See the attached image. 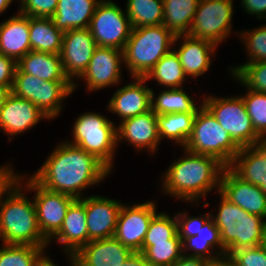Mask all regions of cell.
Segmentation results:
<instances>
[{
  "instance_id": "1",
  "label": "cell",
  "mask_w": 266,
  "mask_h": 266,
  "mask_svg": "<svg viewBox=\"0 0 266 266\" xmlns=\"http://www.w3.org/2000/svg\"><path fill=\"white\" fill-rule=\"evenodd\" d=\"M110 171L95 155L63 142L31 177L49 191L80 199L82 190L101 182Z\"/></svg>"
},
{
  "instance_id": "2",
  "label": "cell",
  "mask_w": 266,
  "mask_h": 266,
  "mask_svg": "<svg viewBox=\"0 0 266 266\" xmlns=\"http://www.w3.org/2000/svg\"><path fill=\"white\" fill-rule=\"evenodd\" d=\"M184 150L186 156L174 161L163 175L165 193L193 202L205 197L214 187L218 186L219 191L226 166L214 156Z\"/></svg>"
},
{
  "instance_id": "3",
  "label": "cell",
  "mask_w": 266,
  "mask_h": 266,
  "mask_svg": "<svg viewBox=\"0 0 266 266\" xmlns=\"http://www.w3.org/2000/svg\"><path fill=\"white\" fill-rule=\"evenodd\" d=\"M21 175L0 200V237L4 244L47 247L49 241L38 226L34 201L22 193Z\"/></svg>"
},
{
  "instance_id": "4",
  "label": "cell",
  "mask_w": 266,
  "mask_h": 266,
  "mask_svg": "<svg viewBox=\"0 0 266 266\" xmlns=\"http://www.w3.org/2000/svg\"><path fill=\"white\" fill-rule=\"evenodd\" d=\"M181 36H175L163 24L132 28L123 50V63L133 78H144Z\"/></svg>"
},
{
  "instance_id": "5",
  "label": "cell",
  "mask_w": 266,
  "mask_h": 266,
  "mask_svg": "<svg viewBox=\"0 0 266 266\" xmlns=\"http://www.w3.org/2000/svg\"><path fill=\"white\" fill-rule=\"evenodd\" d=\"M221 203L214 222L221 233L226 258L235 250L260 246L266 226L264 218L250 214L230 202L219 191Z\"/></svg>"
},
{
  "instance_id": "6",
  "label": "cell",
  "mask_w": 266,
  "mask_h": 266,
  "mask_svg": "<svg viewBox=\"0 0 266 266\" xmlns=\"http://www.w3.org/2000/svg\"><path fill=\"white\" fill-rule=\"evenodd\" d=\"M184 148L193 153L214 156L226 167L233 163L241 149L202 103Z\"/></svg>"
},
{
  "instance_id": "7",
  "label": "cell",
  "mask_w": 266,
  "mask_h": 266,
  "mask_svg": "<svg viewBox=\"0 0 266 266\" xmlns=\"http://www.w3.org/2000/svg\"><path fill=\"white\" fill-rule=\"evenodd\" d=\"M112 121L98 113H85L76 119L73 126L75 145L95 155L110 170L117 143L116 127Z\"/></svg>"
},
{
  "instance_id": "8",
  "label": "cell",
  "mask_w": 266,
  "mask_h": 266,
  "mask_svg": "<svg viewBox=\"0 0 266 266\" xmlns=\"http://www.w3.org/2000/svg\"><path fill=\"white\" fill-rule=\"evenodd\" d=\"M76 86L71 81H45L22 73L16 68L11 91L16 97L31 101L50 119L59 115L63 99L69 96Z\"/></svg>"
},
{
  "instance_id": "9",
  "label": "cell",
  "mask_w": 266,
  "mask_h": 266,
  "mask_svg": "<svg viewBox=\"0 0 266 266\" xmlns=\"http://www.w3.org/2000/svg\"><path fill=\"white\" fill-rule=\"evenodd\" d=\"M202 104L240 148L264 142L255 132L242 96L230 98L207 96L203 98Z\"/></svg>"
},
{
  "instance_id": "10",
  "label": "cell",
  "mask_w": 266,
  "mask_h": 266,
  "mask_svg": "<svg viewBox=\"0 0 266 266\" xmlns=\"http://www.w3.org/2000/svg\"><path fill=\"white\" fill-rule=\"evenodd\" d=\"M88 29L90 30L97 46L113 47L124 50L130 37L132 26L127 14L110 0H101Z\"/></svg>"
},
{
  "instance_id": "11",
  "label": "cell",
  "mask_w": 266,
  "mask_h": 266,
  "mask_svg": "<svg viewBox=\"0 0 266 266\" xmlns=\"http://www.w3.org/2000/svg\"><path fill=\"white\" fill-rule=\"evenodd\" d=\"M233 0H199L188 35L219 44L232 28Z\"/></svg>"
},
{
  "instance_id": "12",
  "label": "cell",
  "mask_w": 266,
  "mask_h": 266,
  "mask_svg": "<svg viewBox=\"0 0 266 266\" xmlns=\"http://www.w3.org/2000/svg\"><path fill=\"white\" fill-rule=\"evenodd\" d=\"M29 190H36L34 204L36 208L38 226L42 235L49 241L60 230L66 212L74 197L53 192L39 185L32 177L26 183Z\"/></svg>"
},
{
  "instance_id": "13",
  "label": "cell",
  "mask_w": 266,
  "mask_h": 266,
  "mask_svg": "<svg viewBox=\"0 0 266 266\" xmlns=\"http://www.w3.org/2000/svg\"><path fill=\"white\" fill-rule=\"evenodd\" d=\"M156 214L155 203L152 201L132 206L122 205L113 237L133 252H141L149 224Z\"/></svg>"
},
{
  "instance_id": "14",
  "label": "cell",
  "mask_w": 266,
  "mask_h": 266,
  "mask_svg": "<svg viewBox=\"0 0 266 266\" xmlns=\"http://www.w3.org/2000/svg\"><path fill=\"white\" fill-rule=\"evenodd\" d=\"M97 47L88 28L63 33L60 57L65 75L71 82H75L72 78H79L84 73Z\"/></svg>"
},
{
  "instance_id": "15",
  "label": "cell",
  "mask_w": 266,
  "mask_h": 266,
  "mask_svg": "<svg viewBox=\"0 0 266 266\" xmlns=\"http://www.w3.org/2000/svg\"><path fill=\"white\" fill-rule=\"evenodd\" d=\"M219 192L246 212L266 219V195L259 186L244 181L230 167L223 170Z\"/></svg>"
},
{
  "instance_id": "16",
  "label": "cell",
  "mask_w": 266,
  "mask_h": 266,
  "mask_svg": "<svg viewBox=\"0 0 266 266\" xmlns=\"http://www.w3.org/2000/svg\"><path fill=\"white\" fill-rule=\"evenodd\" d=\"M124 62L123 51L113 47H97L90 62L79 77L86 81L90 91L116 85L121 80L120 65Z\"/></svg>"
},
{
  "instance_id": "17",
  "label": "cell",
  "mask_w": 266,
  "mask_h": 266,
  "mask_svg": "<svg viewBox=\"0 0 266 266\" xmlns=\"http://www.w3.org/2000/svg\"><path fill=\"white\" fill-rule=\"evenodd\" d=\"M121 207V202L113 199L95 195L85 198L88 243L114 236Z\"/></svg>"
},
{
  "instance_id": "18",
  "label": "cell",
  "mask_w": 266,
  "mask_h": 266,
  "mask_svg": "<svg viewBox=\"0 0 266 266\" xmlns=\"http://www.w3.org/2000/svg\"><path fill=\"white\" fill-rule=\"evenodd\" d=\"M42 118L49 119L31 101L11 93L0 109V129L10 136L18 135L30 129Z\"/></svg>"
},
{
  "instance_id": "19",
  "label": "cell",
  "mask_w": 266,
  "mask_h": 266,
  "mask_svg": "<svg viewBox=\"0 0 266 266\" xmlns=\"http://www.w3.org/2000/svg\"><path fill=\"white\" fill-rule=\"evenodd\" d=\"M145 81L134 77V82L117 90L107 105L110 112L116 113L123 121L151 110L152 89L143 85Z\"/></svg>"
},
{
  "instance_id": "20",
  "label": "cell",
  "mask_w": 266,
  "mask_h": 266,
  "mask_svg": "<svg viewBox=\"0 0 266 266\" xmlns=\"http://www.w3.org/2000/svg\"><path fill=\"white\" fill-rule=\"evenodd\" d=\"M116 133L117 142L126 139L138 150L144 147L149 149L152 154L161 141L157 127V115L152 110L123 120L116 127Z\"/></svg>"
},
{
  "instance_id": "21",
  "label": "cell",
  "mask_w": 266,
  "mask_h": 266,
  "mask_svg": "<svg viewBox=\"0 0 266 266\" xmlns=\"http://www.w3.org/2000/svg\"><path fill=\"white\" fill-rule=\"evenodd\" d=\"M64 244L69 256L75 255L88 244V228L86 224L85 197L75 199L69 206L60 230L53 236Z\"/></svg>"
},
{
  "instance_id": "22",
  "label": "cell",
  "mask_w": 266,
  "mask_h": 266,
  "mask_svg": "<svg viewBox=\"0 0 266 266\" xmlns=\"http://www.w3.org/2000/svg\"><path fill=\"white\" fill-rule=\"evenodd\" d=\"M229 167L244 181L259 186L266 195V141L242 147Z\"/></svg>"
},
{
  "instance_id": "23",
  "label": "cell",
  "mask_w": 266,
  "mask_h": 266,
  "mask_svg": "<svg viewBox=\"0 0 266 266\" xmlns=\"http://www.w3.org/2000/svg\"><path fill=\"white\" fill-rule=\"evenodd\" d=\"M29 51V16L18 13L0 24V54L18 62Z\"/></svg>"
},
{
  "instance_id": "24",
  "label": "cell",
  "mask_w": 266,
  "mask_h": 266,
  "mask_svg": "<svg viewBox=\"0 0 266 266\" xmlns=\"http://www.w3.org/2000/svg\"><path fill=\"white\" fill-rule=\"evenodd\" d=\"M132 252L112 237L92 240L74 256L85 266H120Z\"/></svg>"
},
{
  "instance_id": "25",
  "label": "cell",
  "mask_w": 266,
  "mask_h": 266,
  "mask_svg": "<svg viewBox=\"0 0 266 266\" xmlns=\"http://www.w3.org/2000/svg\"><path fill=\"white\" fill-rule=\"evenodd\" d=\"M220 247L219 253L216 252V256L213 255V246ZM183 255L186 250H194L192 254H187L190 257H199L207 260L213 266H220L225 264L226 250L221 241V233L216 226L213 217H210L204 224V226L198 231V234L186 238L182 242ZM212 253V254H211ZM218 253V254H217Z\"/></svg>"
},
{
  "instance_id": "26",
  "label": "cell",
  "mask_w": 266,
  "mask_h": 266,
  "mask_svg": "<svg viewBox=\"0 0 266 266\" xmlns=\"http://www.w3.org/2000/svg\"><path fill=\"white\" fill-rule=\"evenodd\" d=\"M184 40L179 49H173L179 57L184 74L198 77L204 74L210 67L211 55H214L215 45L213 42L182 35Z\"/></svg>"
},
{
  "instance_id": "27",
  "label": "cell",
  "mask_w": 266,
  "mask_h": 266,
  "mask_svg": "<svg viewBox=\"0 0 266 266\" xmlns=\"http://www.w3.org/2000/svg\"><path fill=\"white\" fill-rule=\"evenodd\" d=\"M101 0H58L54 25L63 33L72 29L88 28Z\"/></svg>"
},
{
  "instance_id": "28",
  "label": "cell",
  "mask_w": 266,
  "mask_h": 266,
  "mask_svg": "<svg viewBox=\"0 0 266 266\" xmlns=\"http://www.w3.org/2000/svg\"><path fill=\"white\" fill-rule=\"evenodd\" d=\"M17 68L45 81H70L65 75L60 54L31 50L17 62Z\"/></svg>"
},
{
  "instance_id": "29",
  "label": "cell",
  "mask_w": 266,
  "mask_h": 266,
  "mask_svg": "<svg viewBox=\"0 0 266 266\" xmlns=\"http://www.w3.org/2000/svg\"><path fill=\"white\" fill-rule=\"evenodd\" d=\"M29 31L31 50L60 54L63 32L51 18L29 17Z\"/></svg>"
},
{
  "instance_id": "30",
  "label": "cell",
  "mask_w": 266,
  "mask_h": 266,
  "mask_svg": "<svg viewBox=\"0 0 266 266\" xmlns=\"http://www.w3.org/2000/svg\"><path fill=\"white\" fill-rule=\"evenodd\" d=\"M199 0H163V25L175 36L188 34Z\"/></svg>"
},
{
  "instance_id": "31",
  "label": "cell",
  "mask_w": 266,
  "mask_h": 266,
  "mask_svg": "<svg viewBox=\"0 0 266 266\" xmlns=\"http://www.w3.org/2000/svg\"><path fill=\"white\" fill-rule=\"evenodd\" d=\"M154 96V91L151 90V110L156 115L197 113L200 108L195 106L193 99L183 91V88L163 90L156 99Z\"/></svg>"
},
{
  "instance_id": "32",
  "label": "cell",
  "mask_w": 266,
  "mask_h": 266,
  "mask_svg": "<svg viewBox=\"0 0 266 266\" xmlns=\"http://www.w3.org/2000/svg\"><path fill=\"white\" fill-rule=\"evenodd\" d=\"M196 113H173L157 115V127L160 139L167 137L185 146L192 133Z\"/></svg>"
},
{
  "instance_id": "33",
  "label": "cell",
  "mask_w": 266,
  "mask_h": 266,
  "mask_svg": "<svg viewBox=\"0 0 266 266\" xmlns=\"http://www.w3.org/2000/svg\"><path fill=\"white\" fill-rule=\"evenodd\" d=\"M185 77L178 55L171 50L155 64L144 79H155L160 85L174 89L182 86Z\"/></svg>"
},
{
  "instance_id": "34",
  "label": "cell",
  "mask_w": 266,
  "mask_h": 266,
  "mask_svg": "<svg viewBox=\"0 0 266 266\" xmlns=\"http://www.w3.org/2000/svg\"><path fill=\"white\" fill-rule=\"evenodd\" d=\"M163 0H127L126 14L132 28L163 23Z\"/></svg>"
},
{
  "instance_id": "35",
  "label": "cell",
  "mask_w": 266,
  "mask_h": 266,
  "mask_svg": "<svg viewBox=\"0 0 266 266\" xmlns=\"http://www.w3.org/2000/svg\"><path fill=\"white\" fill-rule=\"evenodd\" d=\"M46 247L4 244L0 249V266H40L47 258Z\"/></svg>"
},
{
  "instance_id": "36",
  "label": "cell",
  "mask_w": 266,
  "mask_h": 266,
  "mask_svg": "<svg viewBox=\"0 0 266 266\" xmlns=\"http://www.w3.org/2000/svg\"><path fill=\"white\" fill-rule=\"evenodd\" d=\"M141 252L150 266H172L183 256L182 241L177 234L170 242L142 246Z\"/></svg>"
},
{
  "instance_id": "37",
  "label": "cell",
  "mask_w": 266,
  "mask_h": 266,
  "mask_svg": "<svg viewBox=\"0 0 266 266\" xmlns=\"http://www.w3.org/2000/svg\"><path fill=\"white\" fill-rule=\"evenodd\" d=\"M178 234L177 219L166 213L156 214L148 227L142 246H153L155 243L170 242Z\"/></svg>"
},
{
  "instance_id": "38",
  "label": "cell",
  "mask_w": 266,
  "mask_h": 266,
  "mask_svg": "<svg viewBox=\"0 0 266 266\" xmlns=\"http://www.w3.org/2000/svg\"><path fill=\"white\" fill-rule=\"evenodd\" d=\"M230 70L249 90L266 93V61L245 63Z\"/></svg>"
},
{
  "instance_id": "39",
  "label": "cell",
  "mask_w": 266,
  "mask_h": 266,
  "mask_svg": "<svg viewBox=\"0 0 266 266\" xmlns=\"http://www.w3.org/2000/svg\"><path fill=\"white\" fill-rule=\"evenodd\" d=\"M246 94L242 96L246 111L251 118L256 134L266 141V93L248 89Z\"/></svg>"
},
{
  "instance_id": "40",
  "label": "cell",
  "mask_w": 266,
  "mask_h": 266,
  "mask_svg": "<svg viewBox=\"0 0 266 266\" xmlns=\"http://www.w3.org/2000/svg\"><path fill=\"white\" fill-rule=\"evenodd\" d=\"M226 266H266V250L260 245L233 251L226 259Z\"/></svg>"
},
{
  "instance_id": "41",
  "label": "cell",
  "mask_w": 266,
  "mask_h": 266,
  "mask_svg": "<svg viewBox=\"0 0 266 266\" xmlns=\"http://www.w3.org/2000/svg\"><path fill=\"white\" fill-rule=\"evenodd\" d=\"M250 58L247 63L266 61V25L249 32H241Z\"/></svg>"
},
{
  "instance_id": "42",
  "label": "cell",
  "mask_w": 266,
  "mask_h": 266,
  "mask_svg": "<svg viewBox=\"0 0 266 266\" xmlns=\"http://www.w3.org/2000/svg\"><path fill=\"white\" fill-rule=\"evenodd\" d=\"M19 13L29 17L51 18L57 9L58 0H20Z\"/></svg>"
},
{
  "instance_id": "43",
  "label": "cell",
  "mask_w": 266,
  "mask_h": 266,
  "mask_svg": "<svg viewBox=\"0 0 266 266\" xmlns=\"http://www.w3.org/2000/svg\"><path fill=\"white\" fill-rule=\"evenodd\" d=\"M175 216L177 219L178 235L183 242L186 238L197 235L198 231L212 215L207 213L204 214L205 217H188L185 213H179Z\"/></svg>"
},
{
  "instance_id": "44",
  "label": "cell",
  "mask_w": 266,
  "mask_h": 266,
  "mask_svg": "<svg viewBox=\"0 0 266 266\" xmlns=\"http://www.w3.org/2000/svg\"><path fill=\"white\" fill-rule=\"evenodd\" d=\"M16 68L14 59L0 54V86H8L12 90Z\"/></svg>"
},
{
  "instance_id": "45",
  "label": "cell",
  "mask_w": 266,
  "mask_h": 266,
  "mask_svg": "<svg viewBox=\"0 0 266 266\" xmlns=\"http://www.w3.org/2000/svg\"><path fill=\"white\" fill-rule=\"evenodd\" d=\"M8 166L0 167V200L4 197L2 195L6 194L19 177Z\"/></svg>"
},
{
  "instance_id": "46",
  "label": "cell",
  "mask_w": 266,
  "mask_h": 266,
  "mask_svg": "<svg viewBox=\"0 0 266 266\" xmlns=\"http://www.w3.org/2000/svg\"><path fill=\"white\" fill-rule=\"evenodd\" d=\"M244 9L259 19L266 18V0H241Z\"/></svg>"
},
{
  "instance_id": "47",
  "label": "cell",
  "mask_w": 266,
  "mask_h": 266,
  "mask_svg": "<svg viewBox=\"0 0 266 266\" xmlns=\"http://www.w3.org/2000/svg\"><path fill=\"white\" fill-rule=\"evenodd\" d=\"M172 266H213V265L203 258L183 255Z\"/></svg>"
},
{
  "instance_id": "48",
  "label": "cell",
  "mask_w": 266,
  "mask_h": 266,
  "mask_svg": "<svg viewBox=\"0 0 266 266\" xmlns=\"http://www.w3.org/2000/svg\"><path fill=\"white\" fill-rule=\"evenodd\" d=\"M120 266H150L142 252H132Z\"/></svg>"
},
{
  "instance_id": "49",
  "label": "cell",
  "mask_w": 266,
  "mask_h": 266,
  "mask_svg": "<svg viewBox=\"0 0 266 266\" xmlns=\"http://www.w3.org/2000/svg\"><path fill=\"white\" fill-rule=\"evenodd\" d=\"M12 93L8 86H0V109L5 103L7 97Z\"/></svg>"
},
{
  "instance_id": "50",
  "label": "cell",
  "mask_w": 266,
  "mask_h": 266,
  "mask_svg": "<svg viewBox=\"0 0 266 266\" xmlns=\"http://www.w3.org/2000/svg\"><path fill=\"white\" fill-rule=\"evenodd\" d=\"M12 1L13 0H0V14L9 8L8 6Z\"/></svg>"
},
{
  "instance_id": "51",
  "label": "cell",
  "mask_w": 266,
  "mask_h": 266,
  "mask_svg": "<svg viewBox=\"0 0 266 266\" xmlns=\"http://www.w3.org/2000/svg\"><path fill=\"white\" fill-rule=\"evenodd\" d=\"M71 266H85L74 255H70Z\"/></svg>"
},
{
  "instance_id": "52",
  "label": "cell",
  "mask_w": 266,
  "mask_h": 266,
  "mask_svg": "<svg viewBox=\"0 0 266 266\" xmlns=\"http://www.w3.org/2000/svg\"><path fill=\"white\" fill-rule=\"evenodd\" d=\"M40 266H57L51 261L48 257L44 260V262Z\"/></svg>"
},
{
  "instance_id": "53",
  "label": "cell",
  "mask_w": 266,
  "mask_h": 266,
  "mask_svg": "<svg viewBox=\"0 0 266 266\" xmlns=\"http://www.w3.org/2000/svg\"><path fill=\"white\" fill-rule=\"evenodd\" d=\"M261 246L266 250V226H265V229H264Z\"/></svg>"
}]
</instances>
